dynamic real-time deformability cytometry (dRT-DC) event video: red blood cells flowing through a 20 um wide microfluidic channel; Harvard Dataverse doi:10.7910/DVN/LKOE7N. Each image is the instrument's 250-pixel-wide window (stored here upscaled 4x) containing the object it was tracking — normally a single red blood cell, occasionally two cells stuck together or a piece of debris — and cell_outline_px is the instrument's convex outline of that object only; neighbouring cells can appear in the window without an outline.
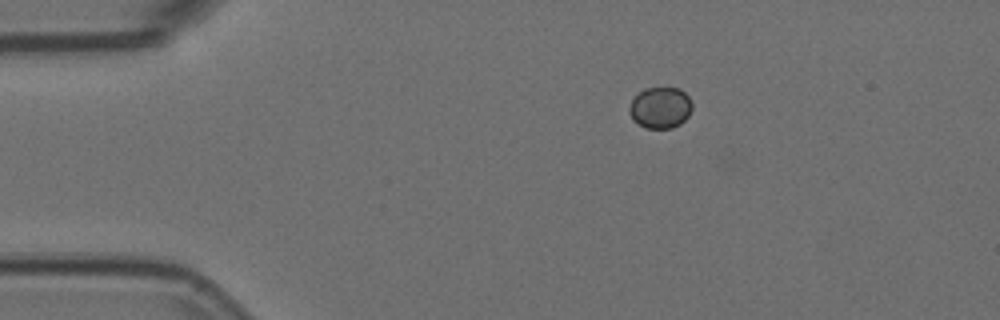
{"species": "Egyptian fruit bat (a non-hibernating species)", "species_latin": "Rousettus aegyptiacus", "temperature_condition": "room temperature", "stored_images_in_passage": 4, "camera_frame_rate_fps": 3000, "um_per_image_px": 0.085, "animal": {"sex": "female"}, "frame": {"image": 1, "passage_image": 1, "time_ms": 0.0, "image_size_px": [1000, 320], "cell_outline_px": [[692, 108], [688, 116], [680, 124], [672, 128], [644, 128], [632, 120], [628, 112], [628, 108], [632, 100], [644, 88], [680, 88], [688, 96], [692, 104]], "centroid_in_image_um": [56.11, 9.16], "position_along_channel_um": 28.9, "area_um2": 15.2}}
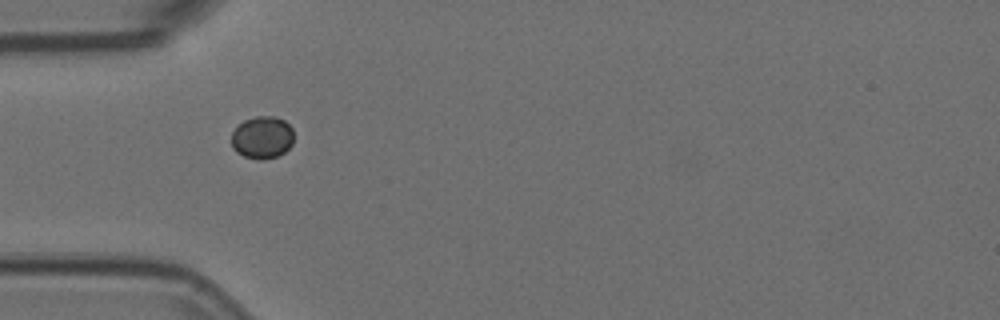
{"frame": {"image": 2, "passage_image": 3, "time_ms": 0.667, "image_size_px": [1000, 320], "cell_outline_px": [[292, 144], [284, 152], [276, 156], [264, 160], [256, 160], [244, 156], [236, 152], [232, 148], [232, 132], [244, 120], [256, 116], [276, 116], [284, 120], [292, 128]], "centroid_in_image_um": [22.28, 11.69], "position_along_channel_um": 62.7, "area_um2": 15.43}}
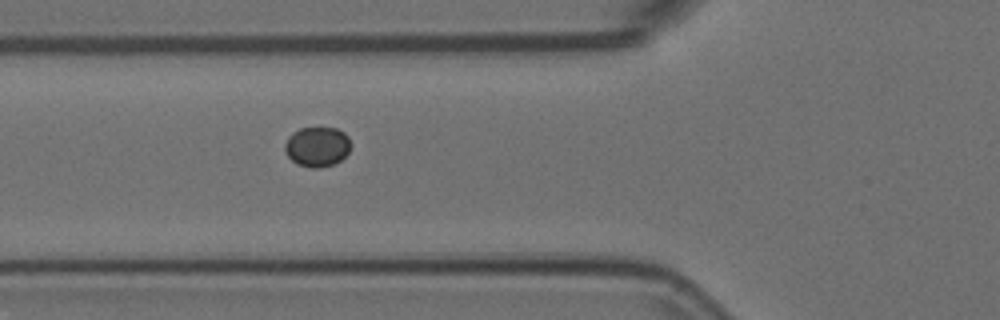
{"frame": {"image": 3, "passage_image": 4, "time_ms": 1.0, "image_size_px": [1000, 320], "cell_outline_px": [[348, 152], [340, 160], [332, 164], [320, 168], [312, 168], [296, 164], [284, 152], [284, 144], [288, 136], [292, 132], [300, 128], [336, 128], [344, 132], [348, 136]], "centroid_in_image_um": [26.9, 12.47], "position_along_channel_um": 98.9, "area_um2": 15.26}}